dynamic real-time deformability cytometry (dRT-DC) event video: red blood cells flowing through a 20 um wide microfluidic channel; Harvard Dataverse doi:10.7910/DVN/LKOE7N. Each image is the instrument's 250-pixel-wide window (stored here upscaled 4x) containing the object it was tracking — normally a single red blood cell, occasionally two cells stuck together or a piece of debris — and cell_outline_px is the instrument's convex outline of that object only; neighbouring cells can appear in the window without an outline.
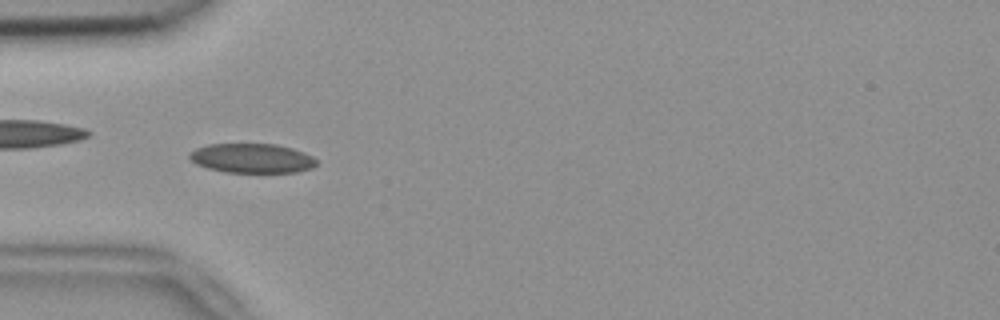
{"species": "common noctule bat (a hibernating species)", "species_latin": "Nyctalus noctula", "temperature_condition": "room temperature", "stored_images_in_passage": 52, "camera_frame_rate_fps": 3000, "um_per_image_px": 0.085, "animal": {"sex": "female", "body_mass_g": 18.4}, "frame": {"image": 1, "passage_image": 16, "time_ms": 5.0, "image_size_px": [1000, 320], "cell_outline_px": [[316, 164], [312, 168], [296, 172], [224, 172], [208, 168], [196, 164], [188, 156], [196, 148], [208, 144], [276, 144], [292, 148], [304, 152], [312, 156], [316, 160]], "centroid_in_image_um": [21.42, 13.45], "position_along_channel_um": 63.6, "area_um2": 21.68}}
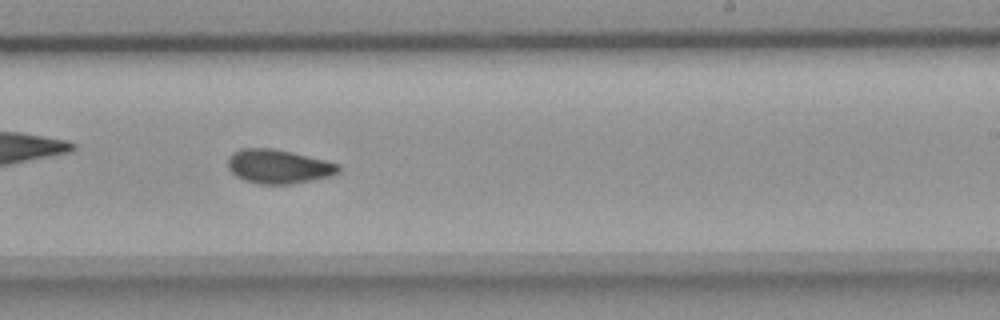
{"frame": {"image": 2, "passage_image": 32, "time_ms": 10.333, "image_size_px": [1000, 320], "cell_outline_px": [[340, 172], [328, 176], [292, 184], [260, 184], [244, 180], [236, 176], [228, 168], [228, 156], [232, 152], [240, 148], [272, 148], [292, 152], [340, 164]], "centroid_in_image_um": [23.64, 14.14], "position_along_channel_um": 265.4, "area_um2": 21.91}}
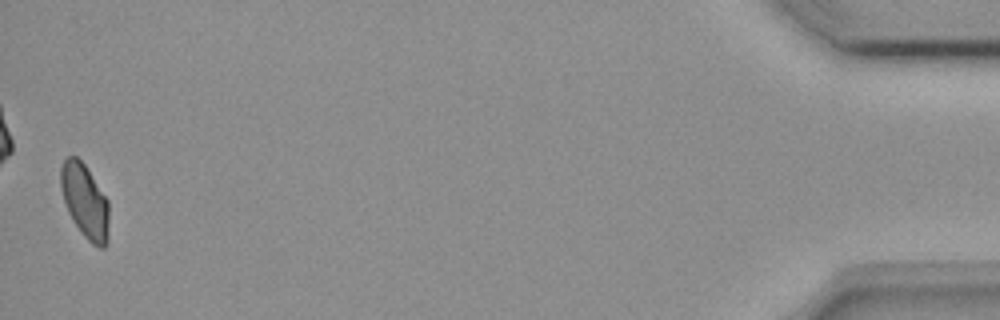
{"frame": {"image": 3, "passage_image": 52, "time_ms": 17.0, "image_size_px": [1000, 320], "cell_outline_px": [[108, 244], [104, 248], [100, 248], [92, 244], [80, 232], [72, 220], [68, 212], [60, 188], [60, 168], [64, 160], [68, 156], [76, 156], [84, 164], [108, 200]], "centroid_in_image_um": [7.21, 17.12], "position_along_channel_um": 428.0, "area_um2": 20.87}, "authors_computed_cell_mechanics": {"area_um2": 21.6461, "velocity_mm_per_s": 3.8096, "shape_relaxation_time_tau1_ms": null, "shape_relaxation_time_tau2_ms": 2.4787, "deformation_change_tau1": null, "deformation_change_tau2": 0.0596}}